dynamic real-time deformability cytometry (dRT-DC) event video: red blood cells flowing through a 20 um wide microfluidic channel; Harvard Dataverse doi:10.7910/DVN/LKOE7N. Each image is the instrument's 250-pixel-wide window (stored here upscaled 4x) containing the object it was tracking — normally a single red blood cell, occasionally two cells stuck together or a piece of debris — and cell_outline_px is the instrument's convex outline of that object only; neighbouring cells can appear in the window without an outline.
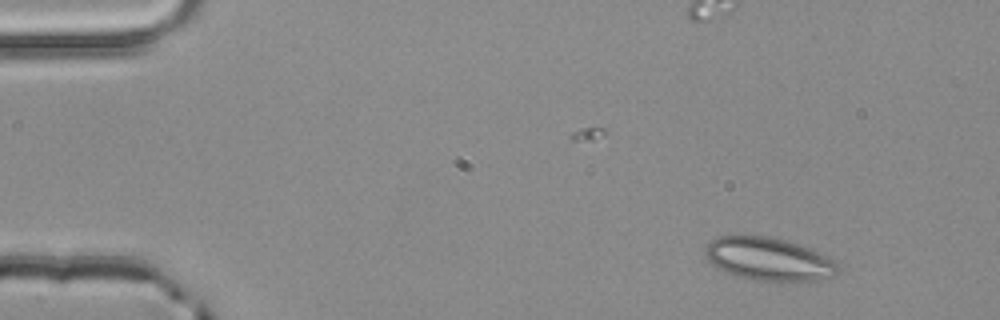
{"species": "common noctule bat (a hibernating species)", "species_latin": "Nyctalus noctula", "temperature_condition": "room temperature", "stored_images_in_passage": 2, "camera_frame_rate_fps": 3000, "um_per_image_px": 0.085, "animal": {"sex": "male", "body_mass_g": 20.4}, "frame": {"image": 1, "passage_image": 1, "time_ms": 0.0, "image_size_px": [1000, 320], "cell_outline_px": [[840, 272], [836, 276], [816, 280], [756, 280], [724, 272], [712, 264], [704, 256], [704, 244], [720, 236], [768, 236], [784, 240], [808, 248], [828, 256], [840, 268]], "centroid_in_image_um": [65.31, 22.01], "position_along_channel_um": 19.7, "area_um2": 33.0}}